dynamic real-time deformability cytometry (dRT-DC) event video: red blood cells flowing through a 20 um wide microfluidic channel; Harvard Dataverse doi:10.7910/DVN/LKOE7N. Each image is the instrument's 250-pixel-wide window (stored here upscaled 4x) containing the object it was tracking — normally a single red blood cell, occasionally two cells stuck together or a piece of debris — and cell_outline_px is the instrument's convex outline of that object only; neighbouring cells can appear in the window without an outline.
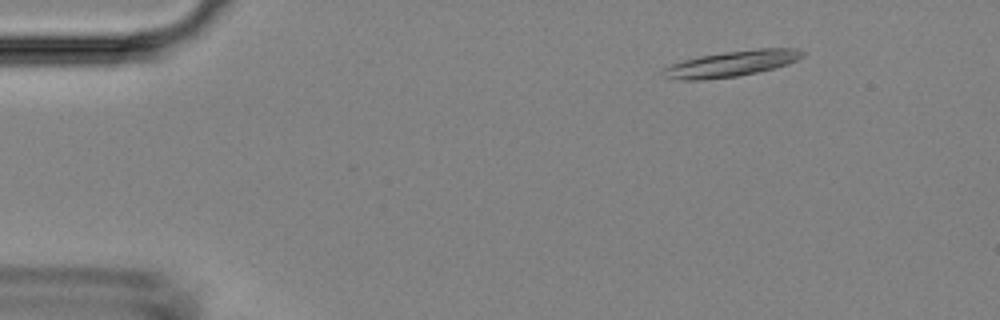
{"species": "Egyptian fruit bat (a non-hibernating species)", "species_latin": "Rousettus aegyptiacus", "temperature_condition": "room temperature", "stored_images_in_passage": 4, "camera_frame_rate_fps": 3000, "um_per_image_px": 0.085, "animal": {"sex": "female"}, "frame": {"image": 1, "passage_image": 1, "time_ms": 0.0, "image_size_px": [1000, 320], "cell_outline_px": [[804, 56], [788, 64], [776, 68], [736, 76], [700, 80], [684, 80], [664, 76], [660, 72], [664, 68], [672, 64], [684, 60], [700, 56], [724, 52], [760, 48], [796, 48], [804, 52]], "centroid_in_image_um": [62.21, 5.4], "position_along_channel_um": 22.8, "area_um2": 20.75}}
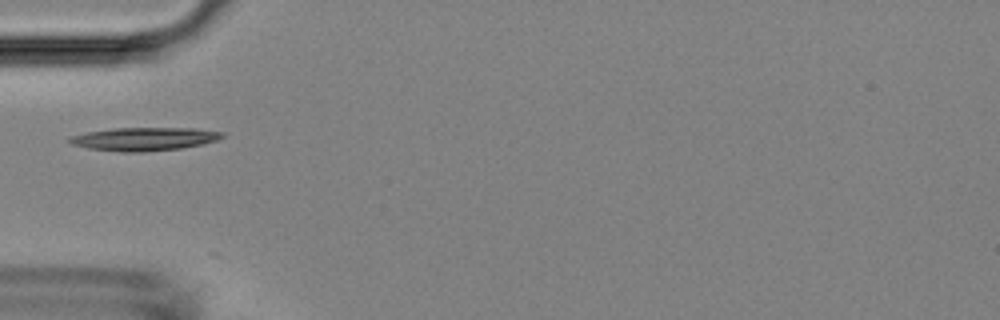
{"frame": {"image": 2, "passage_image": 4, "time_ms": 3.333, "image_size_px": [1000, 320], "cell_outline_px": [[224, 136], [216, 140], [204, 144], [184, 148], [144, 152], [120, 152], [88, 148], [72, 144], [68, 140], [68, 136], [88, 132], [112, 128], [196, 128], [224, 132]], "centroid_in_image_um": [12.28, 11.81], "position_along_channel_um": 72.7, "area_um2": 20.87}}